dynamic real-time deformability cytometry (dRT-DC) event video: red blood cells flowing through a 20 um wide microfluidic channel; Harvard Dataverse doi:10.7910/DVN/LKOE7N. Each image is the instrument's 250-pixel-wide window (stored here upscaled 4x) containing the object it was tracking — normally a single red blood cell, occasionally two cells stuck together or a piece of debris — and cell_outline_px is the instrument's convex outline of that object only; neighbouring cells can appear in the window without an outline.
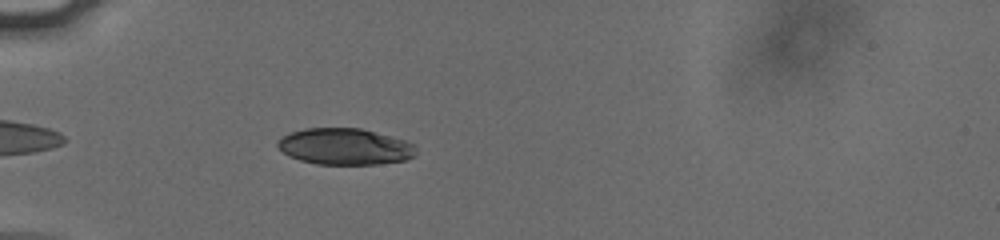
{"species": "human", "species_latin": "Homo sapiens", "temperature_condition": "cold", "stored_images_in_passage": 41, "camera_frame_rate_fps": 3000, "um_per_image_px": 0.085, "donor": {"sex": "male"}, "frame": {"image": 1, "passage_image": 4, "time_ms": 1.0, "image_size_px": [1000, 240], "cell_outline_px": [[416, 156], [404, 160], [376, 164], [316, 164], [300, 160], [288, 156], [276, 144], [276, 140], [292, 132], [304, 128], [360, 128], [404, 140], [416, 144]], "centroid_in_image_um": [29.32, 12.46], "position_along_channel_um": 55.7, "area_um2": 29.3}}
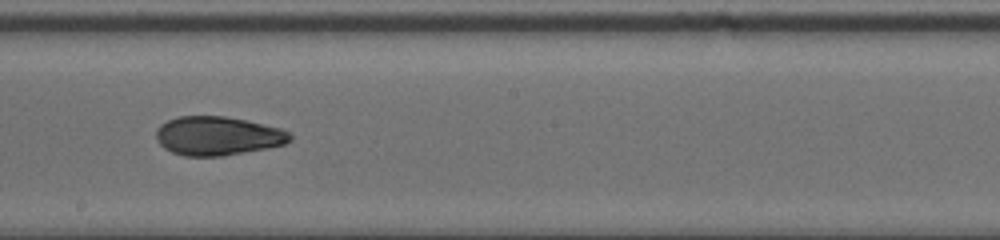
{"frame": {"image": 2, "passage_image": 19, "time_ms": 6.0, "image_size_px": [1000, 240], "cell_outline_px": [[292, 140], [284, 144], [268, 148], [220, 156], [184, 156], [172, 152], [164, 148], [156, 140], [156, 128], [160, 124], [168, 120], [180, 116], [224, 116], [244, 120], [280, 128], [288, 132], [292, 136]], "centroid_in_image_um": [18.47, 11.55], "position_along_channel_um": 229.7, "area_um2": 30.23}}
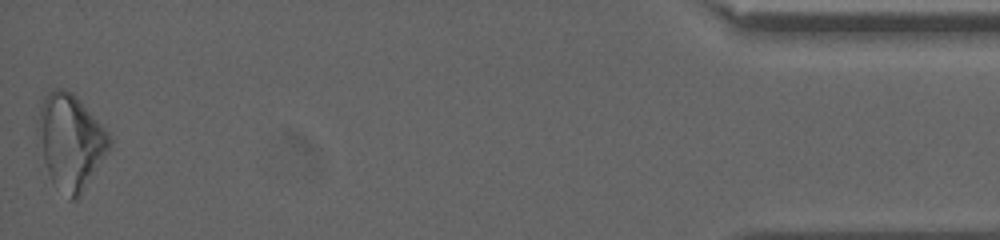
{"frame": {"image": 3, "passage_image": 41, "time_ms": 13.333, "image_size_px": [1000, 240], "cell_outline_px": [[112, 144], [108, 152], [80, 196], [76, 200], [68, 200], [52, 180], [48, 172], [36, 144], [36, 120], [44, 96], [52, 88], [64, 88], [72, 92], [80, 100], [108, 132], [112, 140]], "centroid_in_image_um": [5.96, 12.02], "position_along_channel_um": 429.2, "area_um2": 40.17}, "authors_computed_cell_mechanics": {"area_um2": 30.7496, "velocity_mm_per_s": 3.8217, "shape_relaxation_time_tau1_ms": 3.8002, "shape_relaxation_time_tau2_ms": 3.5581, "deformation_change_tau1": 0.1105, "deformation_change_tau2": 0.0893}}